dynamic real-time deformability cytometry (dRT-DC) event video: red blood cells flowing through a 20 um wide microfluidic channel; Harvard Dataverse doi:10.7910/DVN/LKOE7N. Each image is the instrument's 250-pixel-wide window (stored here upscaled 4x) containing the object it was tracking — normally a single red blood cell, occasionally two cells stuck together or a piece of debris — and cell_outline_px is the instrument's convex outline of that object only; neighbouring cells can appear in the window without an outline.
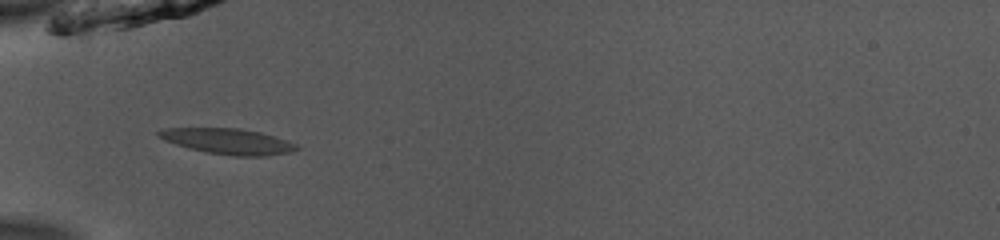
{"species": "common noctule bat (a hibernating species)", "species_latin": "Nyctalus noctula", "temperature_condition": "room temperature", "stored_images_in_passage": 35, "camera_frame_rate_fps": 3000, "um_per_image_px": 0.085, "animal": {"sex": "male", "body_mass_g": 13.0, "forearm_length_mm": 53.1}, "frame": {"image": 1, "passage_image": 1, "time_ms": 0.0, "image_size_px": [1000, 240], "cell_outline_px": [[300, 148], [292, 152], [264, 156], [232, 156], [208, 152], [188, 148], [164, 140], [156, 136], [156, 132], [168, 128], [240, 128], [260, 132], [288, 140], [296, 144]], "centroid_in_image_um": [19.4, 12.01], "position_along_channel_um": 65.6, "area_um2": 20.63}}
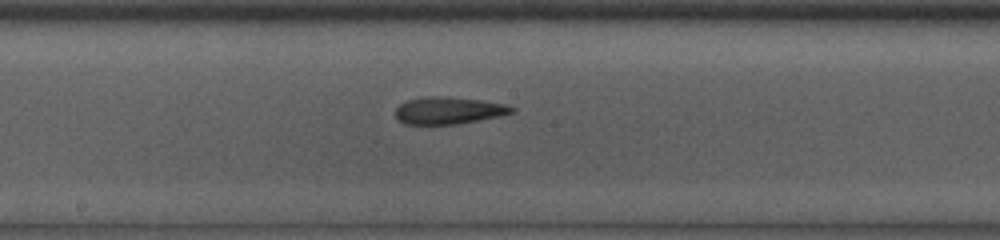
{"frame": {"image": 2, "passage_image": 12, "time_ms": 3.667, "image_size_px": [1000, 240], "cell_outline_px": [[516, 112], [480, 120], [456, 124], [404, 124], [396, 116], [396, 108], [400, 104], [408, 100], [428, 96], [448, 96], [480, 100], [504, 104], [516, 108]], "centroid_in_image_um": [38.15, 9.39], "position_along_channel_um": 210.0, "area_um2": 18.32}}
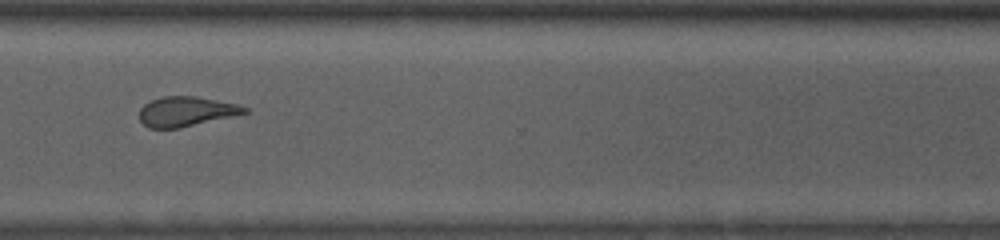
{"frame": {"image": 3, "passage_image": 23, "time_ms": 7.333, "image_size_px": [1000, 240], "cell_outline_px": [[248, 112], [180, 128], [148, 128], [140, 120], [140, 108], [144, 104], [152, 100], [164, 96], [196, 96], [236, 104], [248, 108]], "centroid_in_image_um": [15.79, 9.47], "position_along_channel_um": 354.8, "area_um2": 17.98}, "authors_computed_cell_mechanics": {"area_um2": 18.6694, "velocity_mm_per_s": 3.9628, "shape_relaxation_time_tau1_ms": null, "shape_relaxation_time_tau2_ms": 6.0678, "deformation_change_tau1": null, "deformation_change_tau2": 0.1403}}